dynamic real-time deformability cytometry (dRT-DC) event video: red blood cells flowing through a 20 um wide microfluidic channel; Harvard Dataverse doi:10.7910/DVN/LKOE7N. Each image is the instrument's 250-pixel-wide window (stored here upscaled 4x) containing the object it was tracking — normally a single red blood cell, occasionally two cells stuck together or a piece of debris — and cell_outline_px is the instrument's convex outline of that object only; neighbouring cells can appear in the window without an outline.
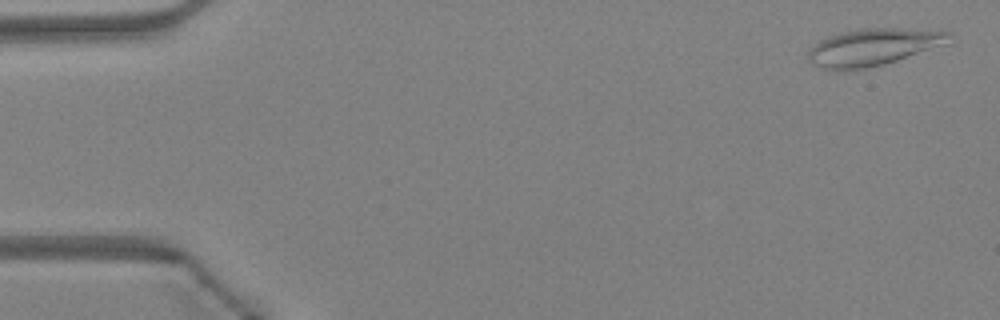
{"species": "Egyptian fruit bat (a non-hibernating species)", "species_latin": "Rousettus aegyptiacus", "temperature_condition": "warm", "stored_images_in_passage": 47, "camera_frame_rate_fps": 3000, "um_per_image_px": 0.085, "animal": {"sex": "female"}, "frame": {"image": 1, "passage_image": 2, "time_ms": 0.333, "image_size_px": [1000, 320], "cell_outline_px": [[952, 32], [948, 44], [896, 60], [864, 68], [820, 68], [812, 64], [808, 60], [808, 52], [820, 40], [828, 36], [860, 28], [896, 28]], "centroid_in_image_um": [74.25, 3.97], "position_along_channel_um": 10.8, "area_um2": 29.65}}
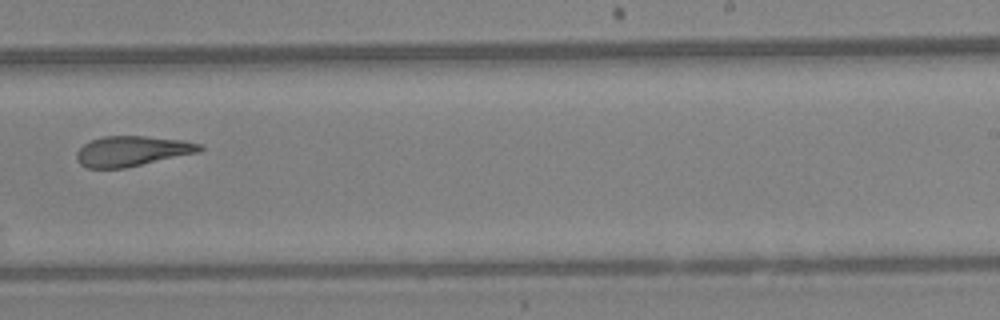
{"frame": {"image": 2, "passage_image": 30, "time_ms": 9.667, "image_size_px": [1000, 320], "cell_outline_px": [[204, 148], [200, 152], [124, 168], [88, 168], [80, 164], [76, 156], [76, 152], [84, 144], [92, 140], [104, 136], [144, 136], [184, 140], [200, 144]], "centroid_in_image_um": [11.24, 12.84], "position_along_channel_um": 277.8, "area_um2": 21.56}}
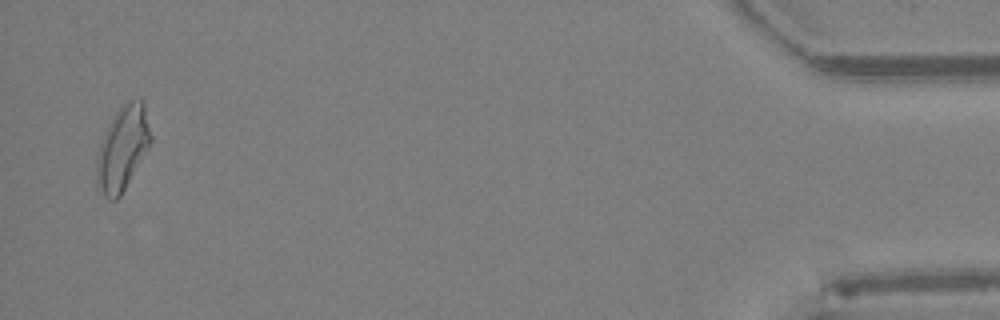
{"frame": {"image": 3, "passage_image": 46, "time_ms": 15.0, "image_size_px": [1000, 320], "cell_outline_px": [[152, 140], [148, 148], [120, 196], [116, 200], [108, 200], [104, 196], [96, 180], [96, 156], [104, 132], [116, 112], [124, 104], [132, 100], [144, 100], [152, 136]], "centroid_in_image_um": [10.42, 12.6], "position_along_channel_um": 424.8, "area_um2": 26.3}, "authors_computed_cell_mechanics": {"area_um2": 23.12, "velocity_mm_per_s": 4.3329, "shape_relaxation_time_tau1_ms": null, "shape_relaxation_time_tau2_ms": 2.458, "deformation_change_tau1": null, "deformation_change_tau2": 0.1233}}